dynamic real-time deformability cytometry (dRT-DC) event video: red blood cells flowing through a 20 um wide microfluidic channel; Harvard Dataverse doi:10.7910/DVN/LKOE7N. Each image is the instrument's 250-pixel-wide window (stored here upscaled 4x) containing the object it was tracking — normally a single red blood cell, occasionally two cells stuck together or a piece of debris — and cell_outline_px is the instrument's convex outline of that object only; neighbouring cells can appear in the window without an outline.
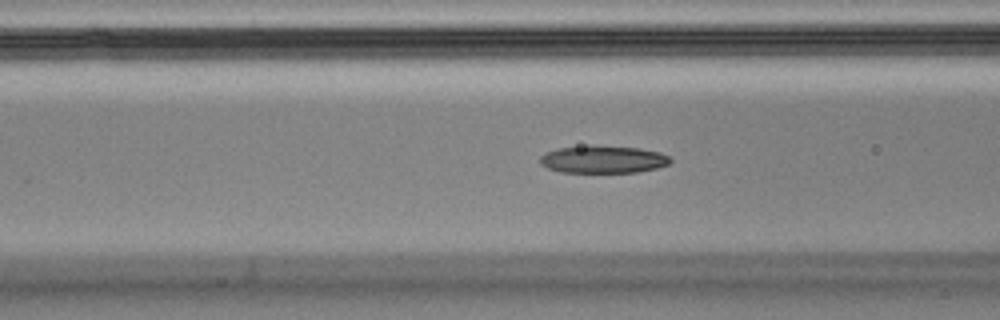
{"species": "Egyptian fruit bat (a non-hibernating species)", "species_latin": "Rousettus aegyptiacus", "temperature_condition": "cold", "stored_images_in_passage": 51, "segment_of_instrument_passage": [1, 2], "camera_frame_rate_fps": 3000, "um_per_image_px": 0.085, "animal": {"sex": "male"}, "frame": {"image": 1, "passage_image": 21, "time_ms": 6.667, "image_size_px": [1000, 320], "cell_outline_px": [[672, 160], [668, 164], [656, 168], [636, 172], [560, 172], [548, 168], [540, 164], [540, 156], [548, 152], [560, 148], [592, 144], [596, 144], [640, 148], [660, 152], [668, 156]], "centroid_in_image_um": [51.26, 13.53], "position_along_channel_um": 115.3, "area_um2": 21.04}}
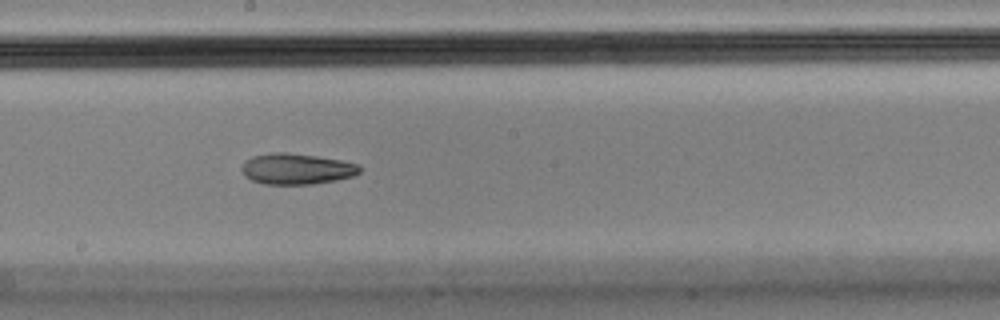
{"frame": {"image": 2, "passage_image": 30, "time_ms": 9.667, "image_size_px": [1000, 320], "cell_outline_px": [[360, 172], [352, 176], [336, 180], [312, 184], [264, 184], [252, 180], [244, 176], [240, 168], [244, 160], [252, 156], [272, 152], [288, 152], [316, 156], [340, 160], [360, 164]], "centroid_in_image_um": [25.17, 14.35], "position_along_channel_um": 223.0, "area_um2": 21.39}}
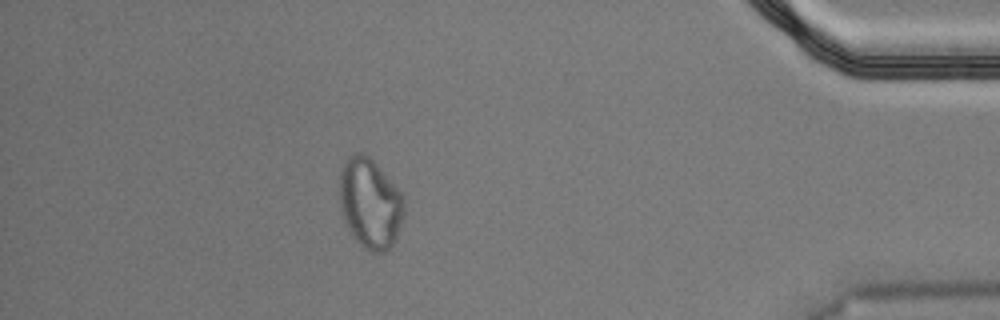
{"frame": {"image": 3, "passage_image": 49, "time_ms": 16.0, "image_size_px": [1000, 320], "cell_outline_px": [[404, 212], [396, 240], [384, 252], [372, 252], [364, 248], [348, 232], [344, 224], [340, 212], [336, 192], [340, 168], [344, 160], [348, 156], [356, 152], [364, 152], [376, 164], [404, 196]], "centroid_in_image_um": [31.37, 17.27], "position_along_channel_um": 403.8, "area_um2": 34.85}}